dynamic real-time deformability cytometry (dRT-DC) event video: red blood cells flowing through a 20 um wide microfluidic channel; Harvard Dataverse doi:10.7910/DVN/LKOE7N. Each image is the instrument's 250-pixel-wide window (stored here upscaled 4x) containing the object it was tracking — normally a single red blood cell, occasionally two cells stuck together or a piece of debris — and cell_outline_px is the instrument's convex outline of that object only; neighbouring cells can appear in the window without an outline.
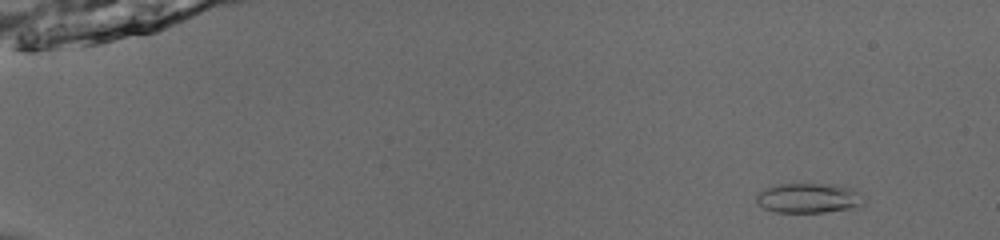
{"species": "common noctule bat (a hibernating species)", "species_latin": "Nyctalus noctula", "temperature_condition": "room temperature", "stored_images_in_passage": 54, "camera_frame_rate_fps": 3000, "um_per_image_px": 0.085, "animal": {"sex": "male", "body_mass_g": 13.0, "forearm_length_mm": 53.1}, "frame": {"image": 1, "passage_image": 6, "time_ms": 1.667, "image_size_px": [1000, 240], "cell_outline_px": [[864, 204], [860, 208], [824, 212], [776, 212], [764, 208], [756, 204], [756, 196], [760, 192], [776, 184], [840, 184], [852, 188], [860, 192]], "centroid_in_image_um": [68.8, 16.84], "position_along_channel_um": 16.2, "area_um2": 18.96}}
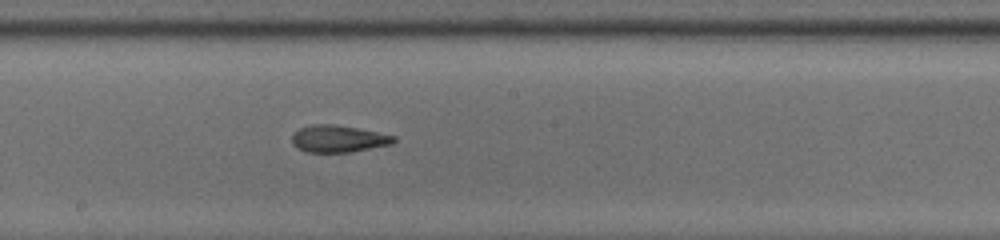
{"frame": {"image": 2, "passage_image": 32, "time_ms": 10.333, "image_size_px": [1000, 240], "cell_outline_px": [[396, 140], [392, 144], [352, 152], [308, 152], [296, 148], [292, 144], [292, 136], [300, 128], [316, 124], [332, 124], [356, 128], [396, 136]], "centroid_in_image_um": [28.76, 11.81], "position_along_channel_um": 219.4, "area_um2": 15.9}}
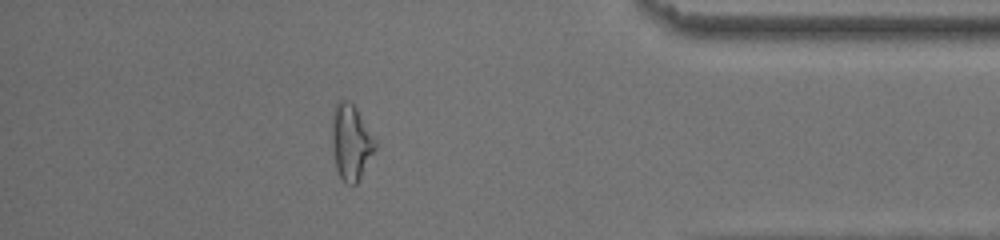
{"frame": {"image": 3, "passage_image": 48, "time_ms": 15.667, "image_size_px": [1000, 240], "cell_outline_px": [[376, 148], [356, 184], [352, 184], [344, 180], [340, 176], [336, 168], [332, 144], [332, 112], [336, 104], [344, 100], [348, 100], [356, 108], [376, 140]], "centroid_in_image_um": [29.83, 12.05], "position_along_channel_um": 405.4, "area_um2": 18.61}, "authors_computed_cell_mechanics": {"area_um2": 16.9354, "velocity_mm_per_s": 3.9504, "shape_relaxation_time_tau1_ms": 8.6562, "shape_relaxation_time_tau2_ms": 3.3176, "deformation_change_tau1": 0.2295, "deformation_change_tau2": 0.0984}}